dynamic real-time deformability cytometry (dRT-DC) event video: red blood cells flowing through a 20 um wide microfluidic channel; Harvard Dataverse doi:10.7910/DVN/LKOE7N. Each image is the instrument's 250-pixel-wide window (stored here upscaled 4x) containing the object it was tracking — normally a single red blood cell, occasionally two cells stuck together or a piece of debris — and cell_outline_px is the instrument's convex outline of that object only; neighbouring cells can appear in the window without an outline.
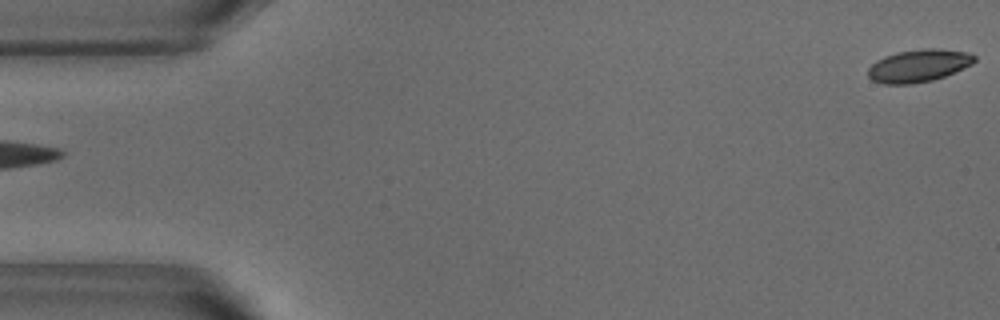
{"species": "common noctule bat (a hibernating species)", "species_latin": "Nyctalus noctula", "temperature_condition": "warm", "stored_images_in_passage": 53, "camera_frame_rate_fps": 3000, "um_per_image_px": 0.085, "animal": {"sex": "male", "body_mass_g": 18.8}, "frame": {"image": 1, "passage_image": 1, "time_ms": 0.0, "image_size_px": [1000, 320], "cell_outline_px": [[976, 60], [972, 64], [944, 76], [932, 80], [912, 84], [884, 84], [872, 80], [868, 76], [868, 68], [876, 60], [884, 56], [896, 52], [924, 48], [936, 48], [968, 52], [976, 56]], "centroid_in_image_um": [78.07, 5.57], "position_along_channel_um": 6.9, "area_um2": 20.23}}
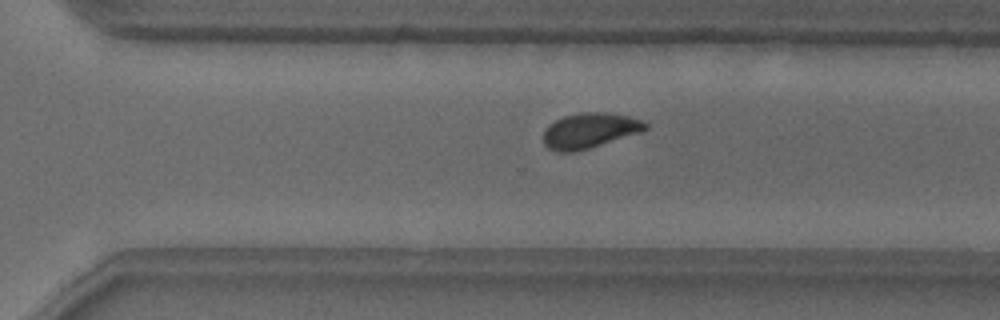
{"frame": {"image": 2, "passage_image": 36, "time_ms": 11.667, "image_size_px": [1000, 320], "cell_outline_px": [[648, 128], [644, 132], [588, 148], [572, 152], [556, 152], [548, 148], [544, 144], [544, 128], [548, 124], [564, 116], [580, 112], [604, 112], [628, 116], [640, 120], [648, 124]], "centroid_in_image_um": [50.12, 11.1], "position_along_channel_um": 320.5, "area_um2": 21.04}}
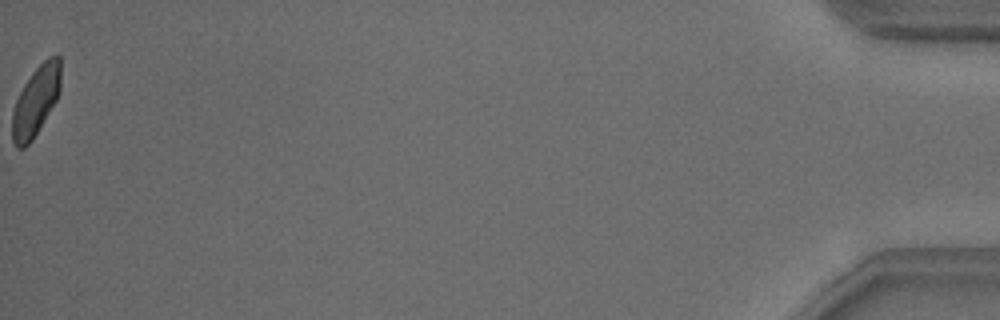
{"frame": {"image": 3, "passage_image": 53, "time_ms": 17.333, "image_size_px": [1000, 320], "cell_outline_px": [[60, 92], [56, 100], [32, 140], [24, 148], [16, 148], [12, 140], [12, 112], [16, 100], [24, 84], [32, 72], [48, 56], [56, 52], [60, 56]], "centroid_in_image_um": [3.05, 8.55], "position_along_channel_um": 432.2, "area_um2": 19.65}, "authors_computed_cell_mechanics": {"area_um2": 20.8658, "velocity_mm_per_s": 3.8082, "shape_relaxation_time_tau1_ms": 3.3809, "shape_relaxation_time_tau2_ms": 0.9894, "deformation_change_tau1": 0.1103, "deformation_change_tau2": 0.0512}}